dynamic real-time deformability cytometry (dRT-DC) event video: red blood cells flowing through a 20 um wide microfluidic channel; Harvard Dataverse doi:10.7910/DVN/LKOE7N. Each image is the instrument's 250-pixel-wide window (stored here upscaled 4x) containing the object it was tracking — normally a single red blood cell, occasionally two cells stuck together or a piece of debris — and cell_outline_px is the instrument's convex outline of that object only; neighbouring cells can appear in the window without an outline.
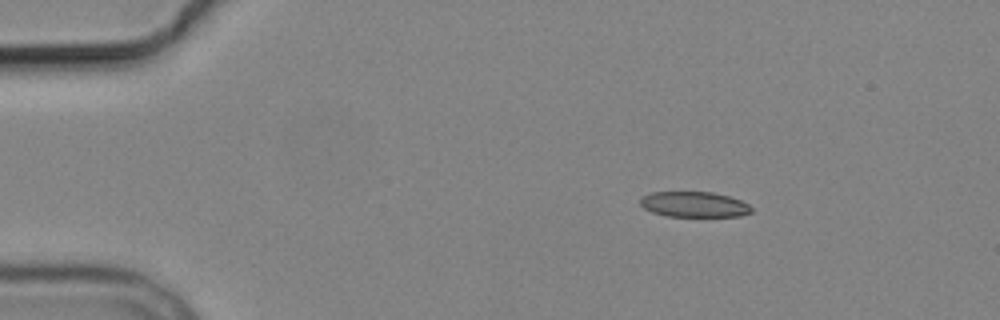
{"species": "common noctule bat (a hibernating species)", "species_latin": "Nyctalus noctula", "temperature_condition": "cold", "stored_images_in_passage": 5, "camera_frame_rate_fps": 3000, "um_per_image_px": 0.085, "animal": {"sex": "male", "body_mass_g": 19.2, "forearm_length_mm": 51.8}, "frame": {"image": 1, "passage_image": 2, "time_ms": 1.667, "image_size_px": [1000, 320], "cell_outline_px": [[752, 212], [740, 216], [668, 216], [652, 212], [644, 208], [640, 204], [640, 196], [652, 192], [712, 192], [728, 196], [740, 200], [748, 204], [752, 208]], "centroid_in_image_um": [58.98, 17.37], "position_along_channel_um": 26.0, "area_um2": 16.47}}
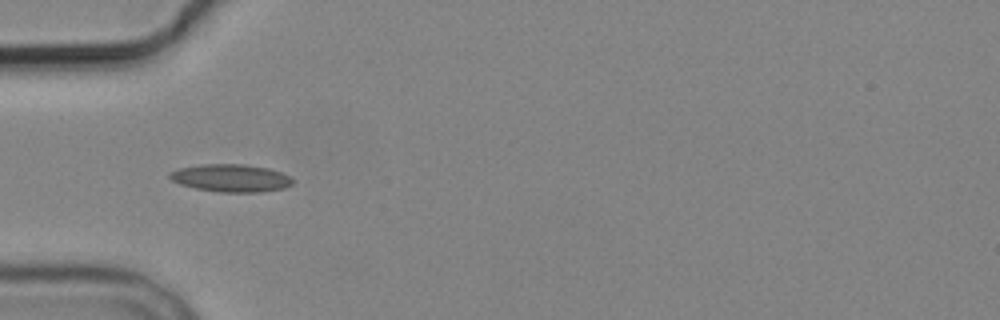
{"frame": {"image": 2, "passage_image": 4, "time_ms": 4.667, "image_size_px": [1000, 320], "cell_outline_px": [[292, 184], [284, 188], [260, 192], [220, 192], [196, 188], [180, 184], [172, 180], [168, 176], [168, 172], [180, 168], [200, 164], [244, 164], [268, 168], [280, 172], [288, 176], [292, 180]], "centroid_in_image_um": [19.6, 15.13], "position_along_channel_um": 65.4, "area_um2": 19.71}}
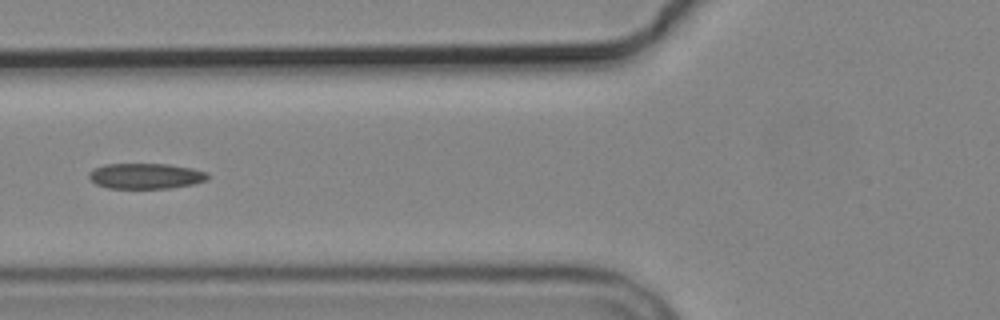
{"frame": {"image": 3, "passage_image": 5, "time_ms": 6.0, "image_size_px": [1000, 320], "cell_outline_px": [[208, 176], [204, 180], [192, 184], [168, 188], [108, 188], [96, 184], [88, 176], [88, 172], [104, 164], [168, 164], [192, 168], [208, 172]], "centroid_in_image_um": [12.36, 14.95], "position_along_channel_um": 113.4, "area_um2": 17.51}}